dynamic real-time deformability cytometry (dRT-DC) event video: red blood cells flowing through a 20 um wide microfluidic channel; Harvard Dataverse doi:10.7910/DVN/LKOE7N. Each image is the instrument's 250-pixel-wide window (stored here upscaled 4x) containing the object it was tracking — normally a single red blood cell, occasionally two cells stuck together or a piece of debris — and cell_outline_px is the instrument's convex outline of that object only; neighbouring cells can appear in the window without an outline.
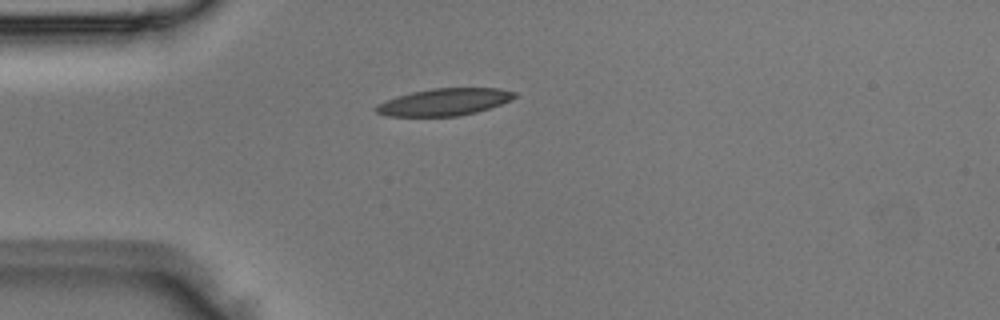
{"species": "Egyptian fruit bat (a non-hibernating species)", "species_latin": "Rousettus aegyptiacus", "temperature_condition": "room temperature", "stored_images_in_passage": 2, "camera_frame_rate_fps": 3000, "um_per_image_px": 0.085, "animal": {"sex": "male"}, "frame": {"image": 1, "passage_image": 2, "time_ms": 0.333, "image_size_px": [1000, 320], "cell_outline_px": [[516, 96], [512, 100], [476, 112], [456, 116], [388, 116], [376, 112], [372, 108], [376, 104], [396, 96], [412, 92], [432, 88], [500, 88], [516, 92]], "centroid_in_image_um": [37.74, 8.66], "position_along_channel_um": 47.3, "area_um2": 21.91}}